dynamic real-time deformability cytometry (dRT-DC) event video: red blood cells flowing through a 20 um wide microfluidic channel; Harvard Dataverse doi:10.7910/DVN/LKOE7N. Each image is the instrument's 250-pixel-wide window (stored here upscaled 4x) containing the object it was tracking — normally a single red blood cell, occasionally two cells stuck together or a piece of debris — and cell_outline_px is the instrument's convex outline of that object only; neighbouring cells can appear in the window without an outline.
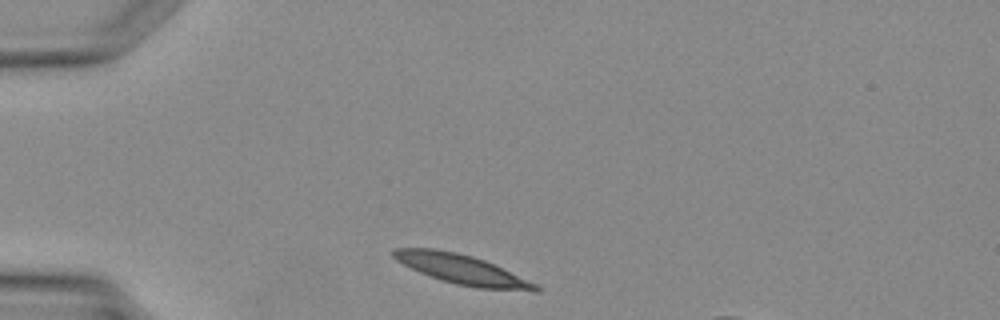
{"species": "Egyptian fruit bat (a non-hibernating species)", "species_latin": "Rousettus aegyptiacus", "temperature_condition": "warm", "stored_images_in_passage": 2, "camera_frame_rate_fps": 3000, "um_per_image_px": 0.085, "animal": {"sex": "female"}, "frame": {"image": 1, "passage_image": 1, "time_ms": 0.0, "image_size_px": [1000, 320], "cell_outline_px": [[540, 292], [536, 292], [476, 288], [456, 284], [440, 280], [420, 272], [396, 260], [392, 256], [392, 252], [396, 248], [436, 248], [456, 252], [472, 256], [484, 260], [536, 284], [540, 288]], "centroid_in_image_um": [39.27, 22.91], "position_along_channel_um": 45.7, "area_um2": 24.33}}